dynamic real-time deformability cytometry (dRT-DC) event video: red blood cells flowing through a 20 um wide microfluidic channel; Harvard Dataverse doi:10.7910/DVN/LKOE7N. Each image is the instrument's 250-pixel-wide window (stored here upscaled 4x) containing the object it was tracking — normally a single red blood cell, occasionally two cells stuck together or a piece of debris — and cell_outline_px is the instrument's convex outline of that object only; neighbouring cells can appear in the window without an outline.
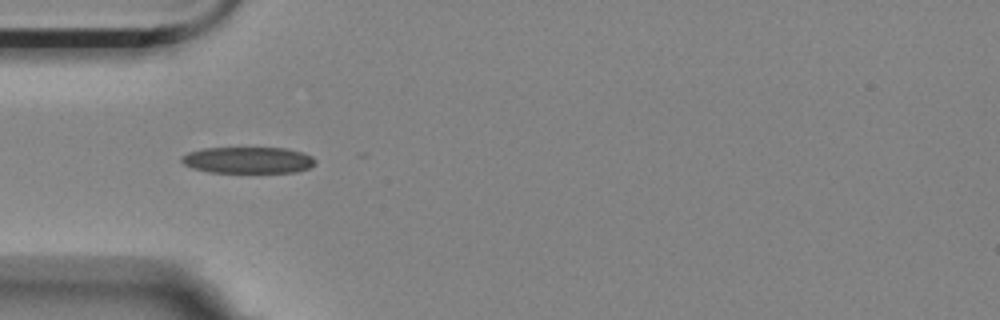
{"species": "Egyptian fruit bat (a non-hibernating species)", "species_latin": "Rousettus aegyptiacus", "temperature_condition": "room temperature", "stored_images_in_passage": 5, "camera_frame_rate_fps": 3000, "um_per_image_px": 0.085, "animal": {"sex": "female"}, "frame": {"image": 1, "passage_image": 4, "time_ms": 1.0, "image_size_px": [1000, 320], "cell_outline_px": [[316, 164], [308, 168], [296, 172], [208, 172], [192, 168], [184, 164], [180, 160], [180, 156], [188, 152], [204, 148], [284, 148], [304, 152], [312, 156], [316, 160]], "centroid_in_image_um": [21.08, 13.61], "position_along_channel_um": 63.9, "area_um2": 20.69}}
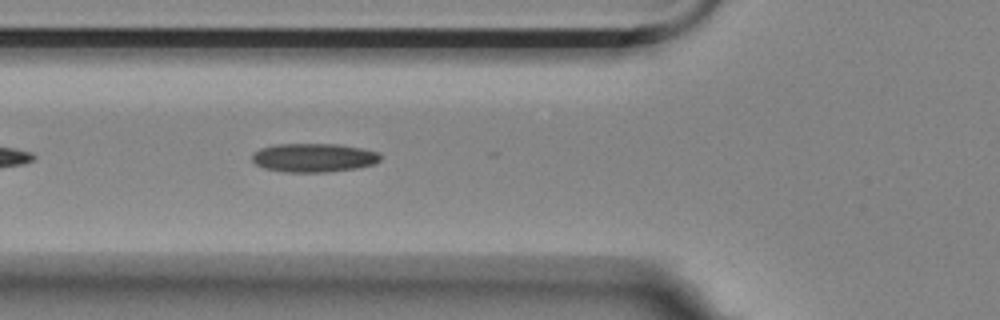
{"frame": {"image": 2, "passage_image": 5, "time_ms": 1.333, "image_size_px": [1000, 320], "cell_outline_px": [[380, 160], [376, 164], [356, 168], [328, 172], [288, 172], [264, 168], [256, 164], [252, 160], [252, 152], [260, 148], [276, 144], [336, 144], [360, 148], [380, 152]], "centroid_in_image_um": [26.66, 13.4], "position_along_channel_um": 99.1, "area_um2": 21.56}}